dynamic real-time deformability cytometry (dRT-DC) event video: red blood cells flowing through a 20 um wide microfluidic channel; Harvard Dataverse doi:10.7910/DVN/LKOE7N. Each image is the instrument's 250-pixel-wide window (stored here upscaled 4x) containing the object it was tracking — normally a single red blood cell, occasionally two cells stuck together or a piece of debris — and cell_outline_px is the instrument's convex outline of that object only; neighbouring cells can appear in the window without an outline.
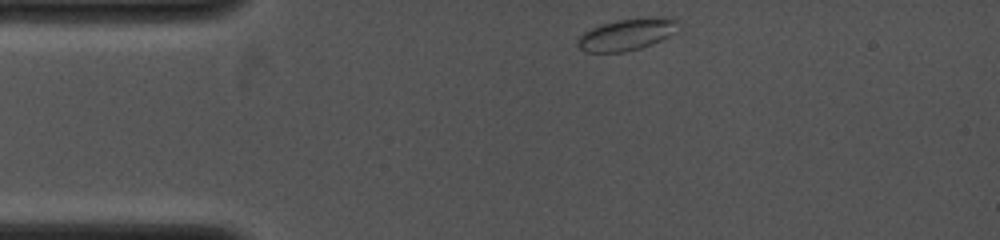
{"species": "common noctule bat (a hibernating species)", "species_latin": "Nyctalus noctula", "temperature_condition": "cold", "stored_images_in_passage": 24, "camera_frame_rate_fps": 4000, "um_per_image_px": 0.085, "animal": {"sex": "female", "body_mass_g": 19.0, "forearm_length_mm": 53.3}, "frame": {"image": 1, "passage_image": 1, "time_ms": 0.0, "image_size_px": [1000, 240], "cell_outline_px": [[680, 20], [676, 32], [652, 44], [640, 48], [624, 52], [584, 52], [576, 44], [576, 40], [584, 32], [600, 24], [616, 20], [640, 16], [672, 16]], "centroid_in_image_um": [53.33, 2.89], "position_along_channel_um": 31.7, "area_um2": 19.19}}
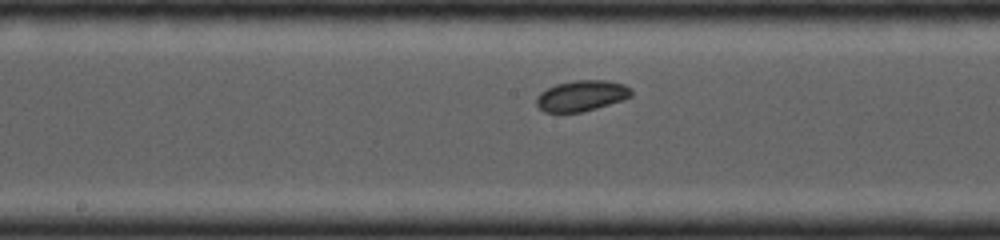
{"frame": {"image": 2, "passage_image": 14, "time_ms": 4.75, "image_size_px": [1000, 240], "cell_outline_px": [[632, 96], [596, 108], [580, 112], [544, 112], [536, 104], [536, 96], [540, 92], [556, 84], [576, 80], [608, 80], [624, 84], [632, 92]], "centroid_in_image_um": [49.4, 8.13], "position_along_channel_um": 198.8, "area_um2": 16.82}}
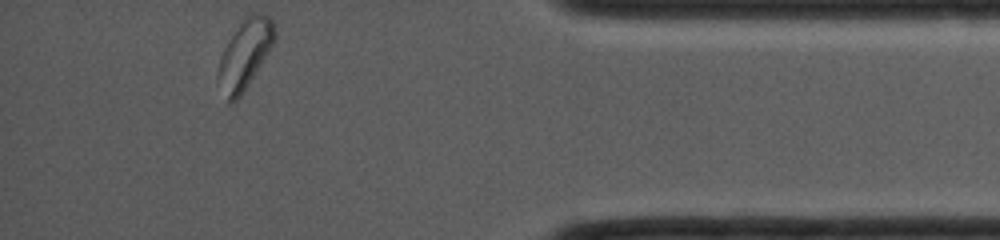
{"frame": {"image": 3, "passage_image": 24, "time_ms": 10.25, "image_size_px": [1000, 240], "cell_outline_px": [[276, 36], [272, 44], [244, 92], [236, 100], [228, 104], [216, 80], [216, 72], [224, 48], [228, 40], [244, 12], [260, 12], [268, 16], [272, 20], [276, 32]], "centroid_in_image_um": [20.78, 4.56], "position_along_channel_um": 414.4, "area_um2": 23.12}}